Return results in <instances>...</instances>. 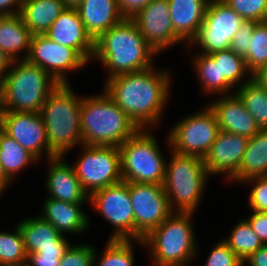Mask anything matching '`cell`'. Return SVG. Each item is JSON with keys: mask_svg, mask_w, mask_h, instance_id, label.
Wrapping results in <instances>:
<instances>
[{"mask_svg": "<svg viewBox=\"0 0 267 266\" xmlns=\"http://www.w3.org/2000/svg\"><path fill=\"white\" fill-rule=\"evenodd\" d=\"M158 53L145 41L131 18L102 33L94 41L93 60L101 62L106 80L113 76L148 69Z\"/></svg>", "mask_w": 267, "mask_h": 266, "instance_id": "7a4b0ae2", "label": "cell"}, {"mask_svg": "<svg viewBox=\"0 0 267 266\" xmlns=\"http://www.w3.org/2000/svg\"><path fill=\"white\" fill-rule=\"evenodd\" d=\"M32 37L20 14L0 16V49L11 61L27 58Z\"/></svg>", "mask_w": 267, "mask_h": 266, "instance_id": "d4e9b609", "label": "cell"}, {"mask_svg": "<svg viewBox=\"0 0 267 266\" xmlns=\"http://www.w3.org/2000/svg\"><path fill=\"white\" fill-rule=\"evenodd\" d=\"M203 266H243L242 260L223 240L213 245Z\"/></svg>", "mask_w": 267, "mask_h": 266, "instance_id": "f35d334b", "label": "cell"}, {"mask_svg": "<svg viewBox=\"0 0 267 266\" xmlns=\"http://www.w3.org/2000/svg\"><path fill=\"white\" fill-rule=\"evenodd\" d=\"M70 84H59L46 98L40 115L45 124L51 155L67 156L83 145L80 109L82 95L75 94Z\"/></svg>", "mask_w": 267, "mask_h": 266, "instance_id": "277c9868", "label": "cell"}, {"mask_svg": "<svg viewBox=\"0 0 267 266\" xmlns=\"http://www.w3.org/2000/svg\"><path fill=\"white\" fill-rule=\"evenodd\" d=\"M76 10L86 32L94 41L124 19L117 0H83Z\"/></svg>", "mask_w": 267, "mask_h": 266, "instance_id": "603a6c76", "label": "cell"}, {"mask_svg": "<svg viewBox=\"0 0 267 266\" xmlns=\"http://www.w3.org/2000/svg\"><path fill=\"white\" fill-rule=\"evenodd\" d=\"M3 266H29L27 262H21L18 264H7V265H3Z\"/></svg>", "mask_w": 267, "mask_h": 266, "instance_id": "816d5d0a", "label": "cell"}, {"mask_svg": "<svg viewBox=\"0 0 267 266\" xmlns=\"http://www.w3.org/2000/svg\"><path fill=\"white\" fill-rule=\"evenodd\" d=\"M0 128L39 161L53 158L39 112L0 111Z\"/></svg>", "mask_w": 267, "mask_h": 266, "instance_id": "9a60e30c", "label": "cell"}, {"mask_svg": "<svg viewBox=\"0 0 267 266\" xmlns=\"http://www.w3.org/2000/svg\"><path fill=\"white\" fill-rule=\"evenodd\" d=\"M129 194L134 212V241L142 240L173 213L161 184L129 182Z\"/></svg>", "mask_w": 267, "mask_h": 266, "instance_id": "4fadbf2b", "label": "cell"}, {"mask_svg": "<svg viewBox=\"0 0 267 266\" xmlns=\"http://www.w3.org/2000/svg\"><path fill=\"white\" fill-rule=\"evenodd\" d=\"M262 176H267V129L249 138L241 165L227 183L240 184L248 178Z\"/></svg>", "mask_w": 267, "mask_h": 266, "instance_id": "484cf974", "label": "cell"}, {"mask_svg": "<svg viewBox=\"0 0 267 266\" xmlns=\"http://www.w3.org/2000/svg\"><path fill=\"white\" fill-rule=\"evenodd\" d=\"M153 132L139 129L119 146L123 181L163 185L167 158Z\"/></svg>", "mask_w": 267, "mask_h": 266, "instance_id": "ba28073f", "label": "cell"}, {"mask_svg": "<svg viewBox=\"0 0 267 266\" xmlns=\"http://www.w3.org/2000/svg\"><path fill=\"white\" fill-rule=\"evenodd\" d=\"M43 35L60 45L72 47L89 64L93 62L94 40L86 32L76 9L65 8Z\"/></svg>", "mask_w": 267, "mask_h": 266, "instance_id": "d6986e66", "label": "cell"}, {"mask_svg": "<svg viewBox=\"0 0 267 266\" xmlns=\"http://www.w3.org/2000/svg\"><path fill=\"white\" fill-rule=\"evenodd\" d=\"M229 232L230 234L223 240L242 261L263 245L245 217L240 219Z\"/></svg>", "mask_w": 267, "mask_h": 266, "instance_id": "d6a6232c", "label": "cell"}, {"mask_svg": "<svg viewBox=\"0 0 267 266\" xmlns=\"http://www.w3.org/2000/svg\"><path fill=\"white\" fill-rule=\"evenodd\" d=\"M195 215L173 212L142 239L153 266H189L195 261L199 255Z\"/></svg>", "mask_w": 267, "mask_h": 266, "instance_id": "5b68a950", "label": "cell"}, {"mask_svg": "<svg viewBox=\"0 0 267 266\" xmlns=\"http://www.w3.org/2000/svg\"><path fill=\"white\" fill-rule=\"evenodd\" d=\"M165 146L169 149L166 160L163 188L172 212L196 213L202 202L206 185L211 178L201 157L182 155L170 149L166 135Z\"/></svg>", "mask_w": 267, "mask_h": 266, "instance_id": "52a82bcc", "label": "cell"}, {"mask_svg": "<svg viewBox=\"0 0 267 266\" xmlns=\"http://www.w3.org/2000/svg\"><path fill=\"white\" fill-rule=\"evenodd\" d=\"M69 247H48L40 248L37 252L41 256H63Z\"/></svg>", "mask_w": 267, "mask_h": 266, "instance_id": "7dc6e473", "label": "cell"}, {"mask_svg": "<svg viewBox=\"0 0 267 266\" xmlns=\"http://www.w3.org/2000/svg\"><path fill=\"white\" fill-rule=\"evenodd\" d=\"M14 181H12L5 173L4 168L1 166L0 164V198L1 195H3L5 193V191L8 192L7 188L8 186H10L11 183H13Z\"/></svg>", "mask_w": 267, "mask_h": 266, "instance_id": "681fc988", "label": "cell"}, {"mask_svg": "<svg viewBox=\"0 0 267 266\" xmlns=\"http://www.w3.org/2000/svg\"><path fill=\"white\" fill-rule=\"evenodd\" d=\"M155 68L154 65L116 75L103 84V89L139 129H156L171 98L170 70Z\"/></svg>", "mask_w": 267, "mask_h": 266, "instance_id": "6da1fadb", "label": "cell"}, {"mask_svg": "<svg viewBox=\"0 0 267 266\" xmlns=\"http://www.w3.org/2000/svg\"><path fill=\"white\" fill-rule=\"evenodd\" d=\"M263 245L267 244V212L252 211L245 217Z\"/></svg>", "mask_w": 267, "mask_h": 266, "instance_id": "60d3db41", "label": "cell"}, {"mask_svg": "<svg viewBox=\"0 0 267 266\" xmlns=\"http://www.w3.org/2000/svg\"><path fill=\"white\" fill-rule=\"evenodd\" d=\"M234 93L241 99L260 129H267V90L251 79L235 89Z\"/></svg>", "mask_w": 267, "mask_h": 266, "instance_id": "4dcf8cb0", "label": "cell"}, {"mask_svg": "<svg viewBox=\"0 0 267 266\" xmlns=\"http://www.w3.org/2000/svg\"><path fill=\"white\" fill-rule=\"evenodd\" d=\"M26 60L41 67L59 84H70L67 75L89 65L75 49L51 41L45 35H33Z\"/></svg>", "mask_w": 267, "mask_h": 266, "instance_id": "5bb4252c", "label": "cell"}, {"mask_svg": "<svg viewBox=\"0 0 267 266\" xmlns=\"http://www.w3.org/2000/svg\"><path fill=\"white\" fill-rule=\"evenodd\" d=\"M252 80L267 90V63L252 73Z\"/></svg>", "mask_w": 267, "mask_h": 266, "instance_id": "bcb514c9", "label": "cell"}, {"mask_svg": "<svg viewBox=\"0 0 267 266\" xmlns=\"http://www.w3.org/2000/svg\"><path fill=\"white\" fill-rule=\"evenodd\" d=\"M205 107V108H204ZM181 117L167 133L170 149L177 154L204 158L220 131L214 111L207 104Z\"/></svg>", "mask_w": 267, "mask_h": 266, "instance_id": "9c48e42d", "label": "cell"}, {"mask_svg": "<svg viewBox=\"0 0 267 266\" xmlns=\"http://www.w3.org/2000/svg\"><path fill=\"white\" fill-rule=\"evenodd\" d=\"M133 244L144 248L142 240H107L101 255H98L95 247L93 266H135Z\"/></svg>", "mask_w": 267, "mask_h": 266, "instance_id": "f546056e", "label": "cell"}, {"mask_svg": "<svg viewBox=\"0 0 267 266\" xmlns=\"http://www.w3.org/2000/svg\"><path fill=\"white\" fill-rule=\"evenodd\" d=\"M214 111L220 130L252 138L261 129L235 94L219 95L208 104Z\"/></svg>", "mask_w": 267, "mask_h": 266, "instance_id": "ffe728a7", "label": "cell"}, {"mask_svg": "<svg viewBox=\"0 0 267 266\" xmlns=\"http://www.w3.org/2000/svg\"><path fill=\"white\" fill-rule=\"evenodd\" d=\"M23 237L24 248L27 254L37 253L40 248L70 247L68 237L60 234L49 222L39 214L21 219L17 222Z\"/></svg>", "mask_w": 267, "mask_h": 266, "instance_id": "cb8c5ba5", "label": "cell"}, {"mask_svg": "<svg viewBox=\"0 0 267 266\" xmlns=\"http://www.w3.org/2000/svg\"><path fill=\"white\" fill-rule=\"evenodd\" d=\"M22 0H0V16L20 14Z\"/></svg>", "mask_w": 267, "mask_h": 266, "instance_id": "f6af8a7d", "label": "cell"}, {"mask_svg": "<svg viewBox=\"0 0 267 266\" xmlns=\"http://www.w3.org/2000/svg\"><path fill=\"white\" fill-rule=\"evenodd\" d=\"M243 18L223 0H210L203 24L196 36L185 46L198 48L199 53L210 54L230 49L234 34Z\"/></svg>", "mask_w": 267, "mask_h": 266, "instance_id": "8fae6325", "label": "cell"}, {"mask_svg": "<svg viewBox=\"0 0 267 266\" xmlns=\"http://www.w3.org/2000/svg\"><path fill=\"white\" fill-rule=\"evenodd\" d=\"M80 117L83 145L119 147L139 130L104 89L82 95Z\"/></svg>", "mask_w": 267, "mask_h": 266, "instance_id": "3957f363", "label": "cell"}, {"mask_svg": "<svg viewBox=\"0 0 267 266\" xmlns=\"http://www.w3.org/2000/svg\"><path fill=\"white\" fill-rule=\"evenodd\" d=\"M12 64L11 59L0 49V81L6 75Z\"/></svg>", "mask_w": 267, "mask_h": 266, "instance_id": "c3c4849f", "label": "cell"}, {"mask_svg": "<svg viewBox=\"0 0 267 266\" xmlns=\"http://www.w3.org/2000/svg\"><path fill=\"white\" fill-rule=\"evenodd\" d=\"M66 8L77 9L83 0H62Z\"/></svg>", "mask_w": 267, "mask_h": 266, "instance_id": "f907efd6", "label": "cell"}, {"mask_svg": "<svg viewBox=\"0 0 267 266\" xmlns=\"http://www.w3.org/2000/svg\"><path fill=\"white\" fill-rule=\"evenodd\" d=\"M62 256H41L38 253L27 254L29 266H59Z\"/></svg>", "mask_w": 267, "mask_h": 266, "instance_id": "7bdbcfd3", "label": "cell"}, {"mask_svg": "<svg viewBox=\"0 0 267 266\" xmlns=\"http://www.w3.org/2000/svg\"><path fill=\"white\" fill-rule=\"evenodd\" d=\"M12 232L0 231V266L27 262L23 237L18 225Z\"/></svg>", "mask_w": 267, "mask_h": 266, "instance_id": "836d02e7", "label": "cell"}, {"mask_svg": "<svg viewBox=\"0 0 267 266\" xmlns=\"http://www.w3.org/2000/svg\"><path fill=\"white\" fill-rule=\"evenodd\" d=\"M59 83L38 65L12 61L0 82V111L40 112Z\"/></svg>", "mask_w": 267, "mask_h": 266, "instance_id": "8992f818", "label": "cell"}, {"mask_svg": "<svg viewBox=\"0 0 267 266\" xmlns=\"http://www.w3.org/2000/svg\"><path fill=\"white\" fill-rule=\"evenodd\" d=\"M259 22L253 20H243L239 29L234 34L230 49L237 55L245 57L249 51V42L255 26Z\"/></svg>", "mask_w": 267, "mask_h": 266, "instance_id": "ab89813d", "label": "cell"}, {"mask_svg": "<svg viewBox=\"0 0 267 266\" xmlns=\"http://www.w3.org/2000/svg\"><path fill=\"white\" fill-rule=\"evenodd\" d=\"M244 59L251 73L267 63V21L259 22L255 26L249 42V51Z\"/></svg>", "mask_w": 267, "mask_h": 266, "instance_id": "e575fe53", "label": "cell"}, {"mask_svg": "<svg viewBox=\"0 0 267 266\" xmlns=\"http://www.w3.org/2000/svg\"><path fill=\"white\" fill-rule=\"evenodd\" d=\"M95 247L89 243L71 244L60 258L59 266H93Z\"/></svg>", "mask_w": 267, "mask_h": 266, "instance_id": "8d00e7d4", "label": "cell"}, {"mask_svg": "<svg viewBox=\"0 0 267 266\" xmlns=\"http://www.w3.org/2000/svg\"><path fill=\"white\" fill-rule=\"evenodd\" d=\"M243 19L267 21V0H223Z\"/></svg>", "mask_w": 267, "mask_h": 266, "instance_id": "d590c367", "label": "cell"}, {"mask_svg": "<svg viewBox=\"0 0 267 266\" xmlns=\"http://www.w3.org/2000/svg\"><path fill=\"white\" fill-rule=\"evenodd\" d=\"M80 149V157L72 166L89 196L99 189L123 181L119 147L80 145Z\"/></svg>", "mask_w": 267, "mask_h": 266, "instance_id": "30bf717a", "label": "cell"}, {"mask_svg": "<svg viewBox=\"0 0 267 266\" xmlns=\"http://www.w3.org/2000/svg\"><path fill=\"white\" fill-rule=\"evenodd\" d=\"M131 19L145 41L159 55L173 46L184 43L174 33L168 0H152Z\"/></svg>", "mask_w": 267, "mask_h": 266, "instance_id": "2e32d148", "label": "cell"}, {"mask_svg": "<svg viewBox=\"0 0 267 266\" xmlns=\"http://www.w3.org/2000/svg\"><path fill=\"white\" fill-rule=\"evenodd\" d=\"M89 206L94 208L113 229L108 240H134V212L129 182L121 181L93 192Z\"/></svg>", "mask_w": 267, "mask_h": 266, "instance_id": "7c38bea8", "label": "cell"}, {"mask_svg": "<svg viewBox=\"0 0 267 266\" xmlns=\"http://www.w3.org/2000/svg\"><path fill=\"white\" fill-rule=\"evenodd\" d=\"M36 163H39V160L34 155L0 128V164L12 181L20 172Z\"/></svg>", "mask_w": 267, "mask_h": 266, "instance_id": "f1b7e54d", "label": "cell"}, {"mask_svg": "<svg viewBox=\"0 0 267 266\" xmlns=\"http://www.w3.org/2000/svg\"><path fill=\"white\" fill-rule=\"evenodd\" d=\"M40 216L51 223L60 234L82 236L89 229L91 220L82 208L86 204L68 203L45 197ZM78 234V235H77Z\"/></svg>", "mask_w": 267, "mask_h": 266, "instance_id": "44dd1931", "label": "cell"}, {"mask_svg": "<svg viewBox=\"0 0 267 266\" xmlns=\"http://www.w3.org/2000/svg\"><path fill=\"white\" fill-rule=\"evenodd\" d=\"M65 159L67 158L56 156L46 160V167L49 166L44 184L47 197L68 203L89 204L90 196L80 184L72 163Z\"/></svg>", "mask_w": 267, "mask_h": 266, "instance_id": "ac0fdd59", "label": "cell"}, {"mask_svg": "<svg viewBox=\"0 0 267 266\" xmlns=\"http://www.w3.org/2000/svg\"><path fill=\"white\" fill-rule=\"evenodd\" d=\"M209 55L214 60H219L220 95L232 94L235 89L252 79V73L247 69L245 59L231 49L212 52Z\"/></svg>", "mask_w": 267, "mask_h": 266, "instance_id": "83f0119b", "label": "cell"}, {"mask_svg": "<svg viewBox=\"0 0 267 266\" xmlns=\"http://www.w3.org/2000/svg\"><path fill=\"white\" fill-rule=\"evenodd\" d=\"M65 8L62 0H22L20 15L33 35H43Z\"/></svg>", "mask_w": 267, "mask_h": 266, "instance_id": "4316f807", "label": "cell"}, {"mask_svg": "<svg viewBox=\"0 0 267 266\" xmlns=\"http://www.w3.org/2000/svg\"><path fill=\"white\" fill-rule=\"evenodd\" d=\"M152 0H117L118 8L124 18H132Z\"/></svg>", "mask_w": 267, "mask_h": 266, "instance_id": "b9f144b4", "label": "cell"}, {"mask_svg": "<svg viewBox=\"0 0 267 266\" xmlns=\"http://www.w3.org/2000/svg\"><path fill=\"white\" fill-rule=\"evenodd\" d=\"M191 66L194 69L195 77L200 84L199 90L207 97L208 95H220V69L219 60H214L209 54L196 53L191 57ZM212 94V95H211Z\"/></svg>", "mask_w": 267, "mask_h": 266, "instance_id": "1f68e13d", "label": "cell"}, {"mask_svg": "<svg viewBox=\"0 0 267 266\" xmlns=\"http://www.w3.org/2000/svg\"><path fill=\"white\" fill-rule=\"evenodd\" d=\"M249 138L220 130L209 152L203 158L211 177L223 175L228 182L241 165ZM225 174V175H224Z\"/></svg>", "mask_w": 267, "mask_h": 266, "instance_id": "e0dca14e", "label": "cell"}, {"mask_svg": "<svg viewBox=\"0 0 267 266\" xmlns=\"http://www.w3.org/2000/svg\"><path fill=\"white\" fill-rule=\"evenodd\" d=\"M251 186L248 197V206L252 211L267 212V176L251 177L240 185Z\"/></svg>", "mask_w": 267, "mask_h": 266, "instance_id": "74e56055", "label": "cell"}, {"mask_svg": "<svg viewBox=\"0 0 267 266\" xmlns=\"http://www.w3.org/2000/svg\"><path fill=\"white\" fill-rule=\"evenodd\" d=\"M174 33L188 45L203 24L210 0H168Z\"/></svg>", "mask_w": 267, "mask_h": 266, "instance_id": "7402d4cb", "label": "cell"}, {"mask_svg": "<svg viewBox=\"0 0 267 266\" xmlns=\"http://www.w3.org/2000/svg\"><path fill=\"white\" fill-rule=\"evenodd\" d=\"M243 266H267V244L262 245L254 253L242 261Z\"/></svg>", "mask_w": 267, "mask_h": 266, "instance_id": "ee69618b", "label": "cell"}]
</instances>
